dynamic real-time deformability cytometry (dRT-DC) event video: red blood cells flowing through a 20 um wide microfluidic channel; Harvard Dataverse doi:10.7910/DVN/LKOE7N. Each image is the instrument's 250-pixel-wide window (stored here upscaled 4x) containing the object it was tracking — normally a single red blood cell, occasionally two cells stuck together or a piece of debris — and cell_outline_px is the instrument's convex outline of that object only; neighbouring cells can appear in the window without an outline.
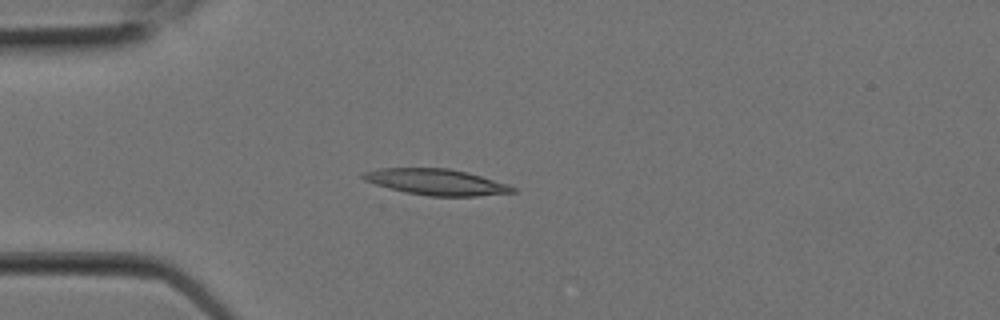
{"species": "Egyptian fruit bat (a non-hibernating species)", "species_latin": "Rousettus aegyptiacus", "temperature_condition": "room temperature", "stored_images_in_passage": 2, "camera_frame_rate_fps": 3000, "um_per_image_px": 0.085, "animal": {"sex": "female"}, "frame": {"image": 1, "passage_image": 2, "time_ms": 0.333, "image_size_px": [1000, 320], "cell_outline_px": [[516, 192], [476, 196], [428, 196], [404, 192], [376, 184], [364, 180], [360, 176], [364, 172], [380, 168], [448, 168], [468, 172], [508, 184], [516, 188]], "centroid_in_image_um": [37.1, 15.47], "position_along_channel_um": 47.9, "area_um2": 22.66}}